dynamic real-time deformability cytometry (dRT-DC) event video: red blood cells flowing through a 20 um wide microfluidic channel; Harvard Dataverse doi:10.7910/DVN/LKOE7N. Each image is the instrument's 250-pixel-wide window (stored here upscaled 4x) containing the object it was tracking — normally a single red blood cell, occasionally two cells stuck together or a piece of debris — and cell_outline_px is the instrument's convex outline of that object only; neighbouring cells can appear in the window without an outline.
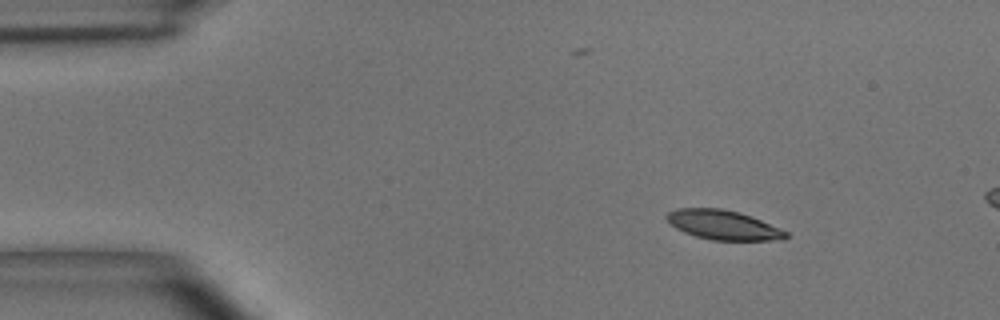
{"species": "common noctule bat (a hibernating species)", "species_latin": "Nyctalus noctula", "temperature_condition": "room temperature", "stored_images_in_passage": 47, "camera_frame_rate_fps": 3000, "um_per_image_px": 0.085, "animal": {"sex": "male", "body_mass_g": 15.6}, "frame": {"image": 1, "passage_image": 1, "time_ms": 0.0, "image_size_px": [1000, 320], "cell_outline_px": [[788, 236], [784, 240], [712, 240], [696, 236], [684, 232], [668, 224], [664, 216], [668, 212], [676, 208], [720, 208], [740, 212], [752, 216], [780, 228], [788, 232]], "centroid_in_image_um": [61.45, 19.11], "position_along_channel_um": 23.5, "area_um2": 20.69}}
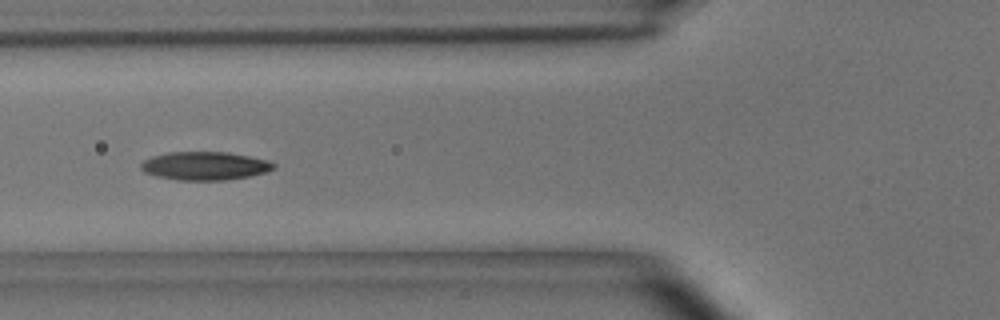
{"frame": {"image": 2, "passage_image": 14, "time_ms": 4.333, "image_size_px": [1000, 320], "cell_outline_px": [[276, 168], [264, 172], [248, 176], [224, 180], [176, 180], [156, 176], [144, 172], [140, 168], [140, 164], [144, 160], [152, 156], [168, 152], [228, 152], [268, 160], [276, 164]], "centroid_in_image_um": [17.39, 14.09], "position_along_channel_um": 108.4, "area_um2": 21.91}}
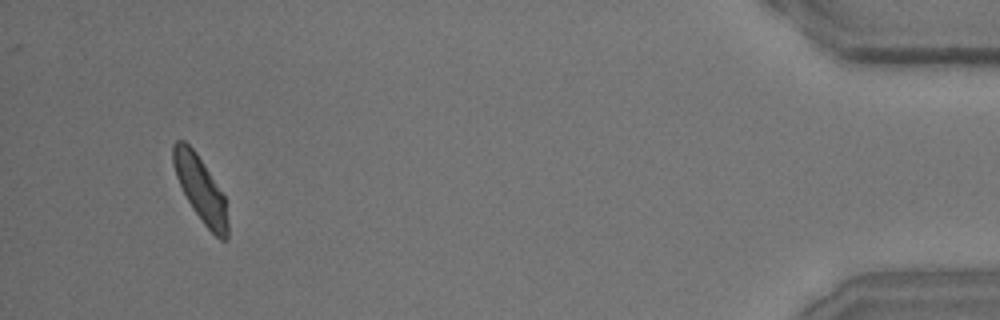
{"frame": {"image": 3, "passage_image": 46, "time_ms": 15.0, "image_size_px": [1000, 320], "cell_outline_px": [[228, 240], [220, 240], [204, 224], [188, 200], [176, 176], [172, 164], [172, 144], [176, 140], [184, 140], [196, 152], [224, 196], [228, 220]], "centroid_in_image_um": [17.04, 16.05], "position_along_channel_um": 418.2, "area_um2": 20.35}}